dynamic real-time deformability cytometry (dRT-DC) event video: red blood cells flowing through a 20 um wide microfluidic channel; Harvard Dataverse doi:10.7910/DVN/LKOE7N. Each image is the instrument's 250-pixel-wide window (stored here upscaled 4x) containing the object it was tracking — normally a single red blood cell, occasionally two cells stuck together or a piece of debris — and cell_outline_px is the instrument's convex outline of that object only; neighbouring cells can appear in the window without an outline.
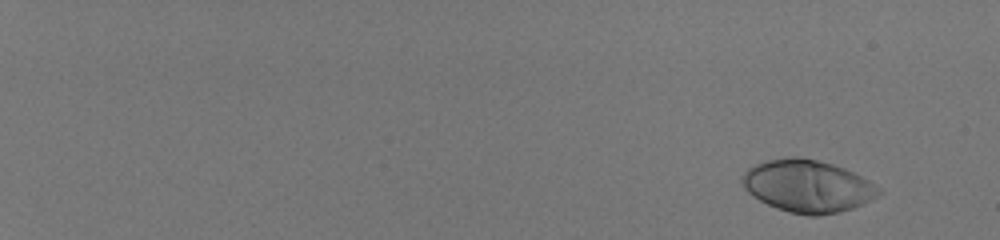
{"species": "human", "species_latin": "Homo sapiens", "temperature_condition": "room temperature", "stored_images_in_passage": 55, "camera_frame_rate_fps": 3000, "um_per_image_px": 0.085, "donor": {"sex": "male"}, "frame": {"image": 1, "passage_image": 2, "time_ms": 0.333, "image_size_px": [1000, 240], "cell_outline_px": [[884, 192], [852, 208], [840, 212], [820, 216], [808, 216], [788, 212], [776, 208], [760, 200], [748, 192], [744, 188], [740, 180], [744, 172], [748, 168], [764, 160], [788, 156], [796, 156], [816, 160], [832, 164], [844, 168], [868, 180], [880, 188]], "centroid_in_image_um": [68.61, 15.81], "position_along_channel_um": 16.4, "area_um2": 41.67}}
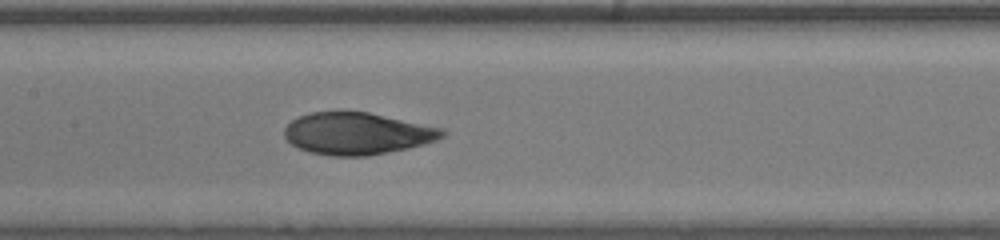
{"frame": {"image": 2, "passage_image": 32, "time_ms": 10.333, "image_size_px": [1000, 240], "cell_outline_px": [[448, 132], [444, 136], [436, 140], [424, 144], [408, 148], [368, 156], [332, 156], [308, 152], [292, 144], [284, 136], [284, 128], [296, 116], [308, 112], [368, 112], [444, 128]], "centroid_in_image_um": [30.36, 11.35], "position_along_channel_um": 177.0, "area_um2": 38.78}}
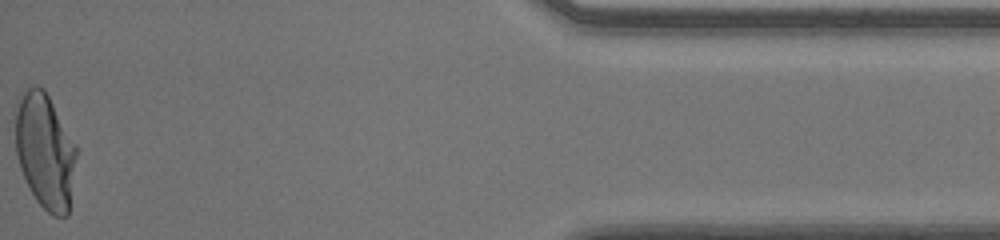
{"frame": {"image": 3, "passage_image": 55, "time_ms": 18.0, "image_size_px": [1000, 240], "cell_outline_px": [[76, 156], [68, 216], [52, 216], [36, 200], [20, 168], [16, 152], [16, 112], [20, 100], [24, 92], [28, 88], [44, 88], [76, 144]], "centroid_in_image_um": [3.85, 12.87], "position_along_channel_um": 431.4, "area_um2": 40.23}, "authors_computed_cell_mechanics": {"area_um2": 39.4774, "velocity_mm_per_s": 4.0325, "shape_relaxation_time_tau1_ms": 5.9043, "shape_relaxation_time_tau2_ms": null, "deformation_change_tau1": 0.2445, "deformation_change_tau2": null}}